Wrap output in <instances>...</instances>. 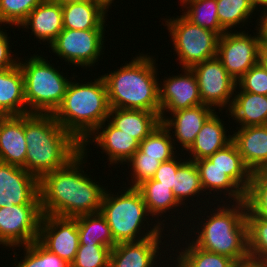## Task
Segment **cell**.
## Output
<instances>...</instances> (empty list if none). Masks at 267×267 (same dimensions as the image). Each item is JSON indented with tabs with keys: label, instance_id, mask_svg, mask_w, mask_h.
<instances>
[{
	"label": "cell",
	"instance_id": "cell-1",
	"mask_svg": "<svg viewBox=\"0 0 267 267\" xmlns=\"http://www.w3.org/2000/svg\"><path fill=\"white\" fill-rule=\"evenodd\" d=\"M86 150L88 148L81 149L64 167L45 174L39 180L43 215L76 218L100 212L106 188L84 173Z\"/></svg>",
	"mask_w": 267,
	"mask_h": 267
},
{
	"label": "cell",
	"instance_id": "cell-2",
	"mask_svg": "<svg viewBox=\"0 0 267 267\" xmlns=\"http://www.w3.org/2000/svg\"><path fill=\"white\" fill-rule=\"evenodd\" d=\"M24 135L27 142L25 170L39 180L64 167L81 151V144L53 114H24Z\"/></svg>",
	"mask_w": 267,
	"mask_h": 267
},
{
	"label": "cell",
	"instance_id": "cell-3",
	"mask_svg": "<svg viewBox=\"0 0 267 267\" xmlns=\"http://www.w3.org/2000/svg\"><path fill=\"white\" fill-rule=\"evenodd\" d=\"M155 60L140 53L120 69L102 75L110 109L144 110L155 112L160 117V83Z\"/></svg>",
	"mask_w": 267,
	"mask_h": 267
},
{
	"label": "cell",
	"instance_id": "cell-4",
	"mask_svg": "<svg viewBox=\"0 0 267 267\" xmlns=\"http://www.w3.org/2000/svg\"><path fill=\"white\" fill-rule=\"evenodd\" d=\"M70 79L61 105L53 113L55 120L80 144L108 119L110 106L107 87L101 76L80 84Z\"/></svg>",
	"mask_w": 267,
	"mask_h": 267
},
{
	"label": "cell",
	"instance_id": "cell-5",
	"mask_svg": "<svg viewBox=\"0 0 267 267\" xmlns=\"http://www.w3.org/2000/svg\"><path fill=\"white\" fill-rule=\"evenodd\" d=\"M219 202L223 204H218L216 210L214 208L213 212L210 211L211 214L206 216L208 219L200 222L202 225L199 223V231H194V235H198H195L192 242L202 250L227 256L236 263L246 261L250 257L245 200L235 202V205L231 202V206L229 201L225 205L222 198Z\"/></svg>",
	"mask_w": 267,
	"mask_h": 267
},
{
	"label": "cell",
	"instance_id": "cell-6",
	"mask_svg": "<svg viewBox=\"0 0 267 267\" xmlns=\"http://www.w3.org/2000/svg\"><path fill=\"white\" fill-rule=\"evenodd\" d=\"M122 191L124 192L119 191V196L118 193L115 195L105 190L100 208V213L106 219L114 241L116 243L138 242L152 236H163L165 226L160 219L157 218L158 221L155 219L158 223H155L152 228L149 225L150 221H146L149 212L139 190L136 187H127ZM145 221L150 228L146 232L142 230V227L145 228Z\"/></svg>",
	"mask_w": 267,
	"mask_h": 267
},
{
	"label": "cell",
	"instance_id": "cell-7",
	"mask_svg": "<svg viewBox=\"0 0 267 267\" xmlns=\"http://www.w3.org/2000/svg\"><path fill=\"white\" fill-rule=\"evenodd\" d=\"M28 59L25 58V62L19 60L24 76L27 114H53L61 105L70 81L41 55L33 54Z\"/></svg>",
	"mask_w": 267,
	"mask_h": 267
},
{
	"label": "cell",
	"instance_id": "cell-8",
	"mask_svg": "<svg viewBox=\"0 0 267 267\" xmlns=\"http://www.w3.org/2000/svg\"><path fill=\"white\" fill-rule=\"evenodd\" d=\"M167 26L176 58L182 68H191L193 65L217 56L219 36L210 30L204 29L189 21L184 15L166 19Z\"/></svg>",
	"mask_w": 267,
	"mask_h": 267
},
{
	"label": "cell",
	"instance_id": "cell-9",
	"mask_svg": "<svg viewBox=\"0 0 267 267\" xmlns=\"http://www.w3.org/2000/svg\"><path fill=\"white\" fill-rule=\"evenodd\" d=\"M105 31L106 29H63L49 48L68 64L87 69L93 67L104 52Z\"/></svg>",
	"mask_w": 267,
	"mask_h": 267
},
{
	"label": "cell",
	"instance_id": "cell-10",
	"mask_svg": "<svg viewBox=\"0 0 267 267\" xmlns=\"http://www.w3.org/2000/svg\"><path fill=\"white\" fill-rule=\"evenodd\" d=\"M256 30L253 36L245 31H227L218 39L216 57L236 82L259 63L261 38Z\"/></svg>",
	"mask_w": 267,
	"mask_h": 267
},
{
	"label": "cell",
	"instance_id": "cell-11",
	"mask_svg": "<svg viewBox=\"0 0 267 267\" xmlns=\"http://www.w3.org/2000/svg\"><path fill=\"white\" fill-rule=\"evenodd\" d=\"M41 204L0 208V245L22 247L37 241L42 219Z\"/></svg>",
	"mask_w": 267,
	"mask_h": 267
},
{
	"label": "cell",
	"instance_id": "cell-12",
	"mask_svg": "<svg viewBox=\"0 0 267 267\" xmlns=\"http://www.w3.org/2000/svg\"><path fill=\"white\" fill-rule=\"evenodd\" d=\"M191 70L197 78L202 104L214 110L217 107L219 111L227 109V113L233 103L237 82L227 73L221 61L214 57L193 65Z\"/></svg>",
	"mask_w": 267,
	"mask_h": 267
},
{
	"label": "cell",
	"instance_id": "cell-13",
	"mask_svg": "<svg viewBox=\"0 0 267 267\" xmlns=\"http://www.w3.org/2000/svg\"><path fill=\"white\" fill-rule=\"evenodd\" d=\"M37 241L71 265L79 248L77 219L43 215Z\"/></svg>",
	"mask_w": 267,
	"mask_h": 267
},
{
	"label": "cell",
	"instance_id": "cell-14",
	"mask_svg": "<svg viewBox=\"0 0 267 267\" xmlns=\"http://www.w3.org/2000/svg\"><path fill=\"white\" fill-rule=\"evenodd\" d=\"M41 204L39 179L23 167L0 162V208Z\"/></svg>",
	"mask_w": 267,
	"mask_h": 267
},
{
	"label": "cell",
	"instance_id": "cell-15",
	"mask_svg": "<svg viewBox=\"0 0 267 267\" xmlns=\"http://www.w3.org/2000/svg\"><path fill=\"white\" fill-rule=\"evenodd\" d=\"M184 74L165 77L159 84L160 120L167 113L202 104L196 75L191 68H182ZM166 111V112H165ZM166 115H165V114Z\"/></svg>",
	"mask_w": 267,
	"mask_h": 267
},
{
	"label": "cell",
	"instance_id": "cell-16",
	"mask_svg": "<svg viewBox=\"0 0 267 267\" xmlns=\"http://www.w3.org/2000/svg\"><path fill=\"white\" fill-rule=\"evenodd\" d=\"M106 121L87 137L81 144V149H86V146L92 141L96 142L95 145L97 144V147L99 146L103 150L102 152L108 155L109 165L117 163L124 165L139 149L140 142L129 134L115 128L108 120Z\"/></svg>",
	"mask_w": 267,
	"mask_h": 267
},
{
	"label": "cell",
	"instance_id": "cell-17",
	"mask_svg": "<svg viewBox=\"0 0 267 267\" xmlns=\"http://www.w3.org/2000/svg\"><path fill=\"white\" fill-rule=\"evenodd\" d=\"M161 238L164 236H152L138 242L117 243L110 251L109 267H157L156 260L162 259Z\"/></svg>",
	"mask_w": 267,
	"mask_h": 267
},
{
	"label": "cell",
	"instance_id": "cell-18",
	"mask_svg": "<svg viewBox=\"0 0 267 267\" xmlns=\"http://www.w3.org/2000/svg\"><path fill=\"white\" fill-rule=\"evenodd\" d=\"M215 112V110L206 105H198L187 109L171 112L161 121V124L172 131L171 137L174 146L177 141L182 146L183 150H187L195 141L197 134L201 130L206 120ZM170 117V118H169ZM173 128V130H172ZM175 139H174V138Z\"/></svg>",
	"mask_w": 267,
	"mask_h": 267
},
{
	"label": "cell",
	"instance_id": "cell-19",
	"mask_svg": "<svg viewBox=\"0 0 267 267\" xmlns=\"http://www.w3.org/2000/svg\"><path fill=\"white\" fill-rule=\"evenodd\" d=\"M232 135L246 167L253 173L267 171V124L237 128Z\"/></svg>",
	"mask_w": 267,
	"mask_h": 267
},
{
	"label": "cell",
	"instance_id": "cell-20",
	"mask_svg": "<svg viewBox=\"0 0 267 267\" xmlns=\"http://www.w3.org/2000/svg\"><path fill=\"white\" fill-rule=\"evenodd\" d=\"M19 27L31 29V33L39 39L40 43L47 41L49 47L64 29L62 6L51 0H43Z\"/></svg>",
	"mask_w": 267,
	"mask_h": 267
},
{
	"label": "cell",
	"instance_id": "cell-21",
	"mask_svg": "<svg viewBox=\"0 0 267 267\" xmlns=\"http://www.w3.org/2000/svg\"><path fill=\"white\" fill-rule=\"evenodd\" d=\"M24 115H8L0 126V162L25 169Z\"/></svg>",
	"mask_w": 267,
	"mask_h": 267
},
{
	"label": "cell",
	"instance_id": "cell-22",
	"mask_svg": "<svg viewBox=\"0 0 267 267\" xmlns=\"http://www.w3.org/2000/svg\"><path fill=\"white\" fill-rule=\"evenodd\" d=\"M219 117L215 111L203 124L195 141L186 150L192 157V159L188 158L187 160L197 161L208 158L232 142V135L227 136L228 130L225 129L224 121Z\"/></svg>",
	"mask_w": 267,
	"mask_h": 267
},
{
	"label": "cell",
	"instance_id": "cell-23",
	"mask_svg": "<svg viewBox=\"0 0 267 267\" xmlns=\"http://www.w3.org/2000/svg\"><path fill=\"white\" fill-rule=\"evenodd\" d=\"M107 120L139 142L161 124L160 117L155 112L121 108L110 109Z\"/></svg>",
	"mask_w": 267,
	"mask_h": 267
},
{
	"label": "cell",
	"instance_id": "cell-24",
	"mask_svg": "<svg viewBox=\"0 0 267 267\" xmlns=\"http://www.w3.org/2000/svg\"><path fill=\"white\" fill-rule=\"evenodd\" d=\"M62 12L64 29H105L108 10L96 0L62 5Z\"/></svg>",
	"mask_w": 267,
	"mask_h": 267
},
{
	"label": "cell",
	"instance_id": "cell-25",
	"mask_svg": "<svg viewBox=\"0 0 267 267\" xmlns=\"http://www.w3.org/2000/svg\"><path fill=\"white\" fill-rule=\"evenodd\" d=\"M235 88L233 103L229 115L240 124V127L259 126L267 124V96L249 93ZM235 118V119H234Z\"/></svg>",
	"mask_w": 267,
	"mask_h": 267
},
{
	"label": "cell",
	"instance_id": "cell-26",
	"mask_svg": "<svg viewBox=\"0 0 267 267\" xmlns=\"http://www.w3.org/2000/svg\"><path fill=\"white\" fill-rule=\"evenodd\" d=\"M0 109L7 115L27 114L24 76L19 64L0 70Z\"/></svg>",
	"mask_w": 267,
	"mask_h": 267
},
{
	"label": "cell",
	"instance_id": "cell-27",
	"mask_svg": "<svg viewBox=\"0 0 267 267\" xmlns=\"http://www.w3.org/2000/svg\"><path fill=\"white\" fill-rule=\"evenodd\" d=\"M194 162L199 171L203 191H209L206 194L203 193L204 195L212 194V191H214L213 194L217 192L216 195H218L220 192L219 198H221L223 192L224 196L228 195V199H232L233 202L245 200V191L225 171L215 167L207 158Z\"/></svg>",
	"mask_w": 267,
	"mask_h": 267
},
{
	"label": "cell",
	"instance_id": "cell-28",
	"mask_svg": "<svg viewBox=\"0 0 267 267\" xmlns=\"http://www.w3.org/2000/svg\"><path fill=\"white\" fill-rule=\"evenodd\" d=\"M141 193L149 214L155 217H162L165 213L178 210L181 204L173 194V189L162 185L161 182L148 179L136 187ZM170 210V211H169Z\"/></svg>",
	"mask_w": 267,
	"mask_h": 267
},
{
	"label": "cell",
	"instance_id": "cell-29",
	"mask_svg": "<svg viewBox=\"0 0 267 267\" xmlns=\"http://www.w3.org/2000/svg\"><path fill=\"white\" fill-rule=\"evenodd\" d=\"M215 167L225 171L245 192L247 191L252 172L244 164L242 157L231 142L207 158Z\"/></svg>",
	"mask_w": 267,
	"mask_h": 267
},
{
	"label": "cell",
	"instance_id": "cell-30",
	"mask_svg": "<svg viewBox=\"0 0 267 267\" xmlns=\"http://www.w3.org/2000/svg\"><path fill=\"white\" fill-rule=\"evenodd\" d=\"M79 232V244L104 245L112 249L114 241L110 227L100 213H91L76 217Z\"/></svg>",
	"mask_w": 267,
	"mask_h": 267
},
{
	"label": "cell",
	"instance_id": "cell-31",
	"mask_svg": "<svg viewBox=\"0 0 267 267\" xmlns=\"http://www.w3.org/2000/svg\"><path fill=\"white\" fill-rule=\"evenodd\" d=\"M182 13L189 21L204 29L215 32L219 37L227 32L219 22L216 0H180ZM189 5V6H188ZM188 6V7H187Z\"/></svg>",
	"mask_w": 267,
	"mask_h": 267
},
{
	"label": "cell",
	"instance_id": "cell-32",
	"mask_svg": "<svg viewBox=\"0 0 267 267\" xmlns=\"http://www.w3.org/2000/svg\"><path fill=\"white\" fill-rule=\"evenodd\" d=\"M191 242V243H190ZM185 245L184 249L179 250L177 256L176 267H233L236 262L224 255L211 253L197 247L192 241Z\"/></svg>",
	"mask_w": 267,
	"mask_h": 267
},
{
	"label": "cell",
	"instance_id": "cell-33",
	"mask_svg": "<svg viewBox=\"0 0 267 267\" xmlns=\"http://www.w3.org/2000/svg\"><path fill=\"white\" fill-rule=\"evenodd\" d=\"M199 171L194 161L186 160L177 169L173 194L181 205L188 199L192 200L195 195L199 197L203 193ZM192 196V199L190 198ZM188 197V198H187Z\"/></svg>",
	"mask_w": 267,
	"mask_h": 267
},
{
	"label": "cell",
	"instance_id": "cell-34",
	"mask_svg": "<svg viewBox=\"0 0 267 267\" xmlns=\"http://www.w3.org/2000/svg\"><path fill=\"white\" fill-rule=\"evenodd\" d=\"M173 144L171 132L160 124L140 142L139 149L144 153V157L158 158L160 162H165L177 154Z\"/></svg>",
	"mask_w": 267,
	"mask_h": 267
},
{
	"label": "cell",
	"instance_id": "cell-35",
	"mask_svg": "<svg viewBox=\"0 0 267 267\" xmlns=\"http://www.w3.org/2000/svg\"><path fill=\"white\" fill-rule=\"evenodd\" d=\"M246 222L249 257L267 266V220L246 214Z\"/></svg>",
	"mask_w": 267,
	"mask_h": 267
},
{
	"label": "cell",
	"instance_id": "cell-36",
	"mask_svg": "<svg viewBox=\"0 0 267 267\" xmlns=\"http://www.w3.org/2000/svg\"><path fill=\"white\" fill-rule=\"evenodd\" d=\"M246 214L267 220V171L253 172L245 192Z\"/></svg>",
	"mask_w": 267,
	"mask_h": 267
},
{
	"label": "cell",
	"instance_id": "cell-37",
	"mask_svg": "<svg viewBox=\"0 0 267 267\" xmlns=\"http://www.w3.org/2000/svg\"><path fill=\"white\" fill-rule=\"evenodd\" d=\"M216 3L220 25L226 31H232L240 23L244 26L255 10L246 0H216Z\"/></svg>",
	"mask_w": 267,
	"mask_h": 267
},
{
	"label": "cell",
	"instance_id": "cell-38",
	"mask_svg": "<svg viewBox=\"0 0 267 267\" xmlns=\"http://www.w3.org/2000/svg\"><path fill=\"white\" fill-rule=\"evenodd\" d=\"M22 248L25 249L23 251L24 259L15 261L13 263L15 267H71L69 263L62 260L57 254L48 251L38 241H33Z\"/></svg>",
	"mask_w": 267,
	"mask_h": 267
},
{
	"label": "cell",
	"instance_id": "cell-39",
	"mask_svg": "<svg viewBox=\"0 0 267 267\" xmlns=\"http://www.w3.org/2000/svg\"><path fill=\"white\" fill-rule=\"evenodd\" d=\"M43 0H0V24L19 27Z\"/></svg>",
	"mask_w": 267,
	"mask_h": 267
},
{
	"label": "cell",
	"instance_id": "cell-40",
	"mask_svg": "<svg viewBox=\"0 0 267 267\" xmlns=\"http://www.w3.org/2000/svg\"><path fill=\"white\" fill-rule=\"evenodd\" d=\"M110 251L104 245L79 244L71 267H109Z\"/></svg>",
	"mask_w": 267,
	"mask_h": 267
},
{
	"label": "cell",
	"instance_id": "cell-41",
	"mask_svg": "<svg viewBox=\"0 0 267 267\" xmlns=\"http://www.w3.org/2000/svg\"><path fill=\"white\" fill-rule=\"evenodd\" d=\"M131 167L132 184L129 187H137L142 182L152 179L161 162L158 158L144 157V153L138 149L134 155L125 163Z\"/></svg>",
	"mask_w": 267,
	"mask_h": 267
},
{
	"label": "cell",
	"instance_id": "cell-42",
	"mask_svg": "<svg viewBox=\"0 0 267 267\" xmlns=\"http://www.w3.org/2000/svg\"><path fill=\"white\" fill-rule=\"evenodd\" d=\"M237 86L242 91L267 96L266 70L257 63L237 81Z\"/></svg>",
	"mask_w": 267,
	"mask_h": 267
},
{
	"label": "cell",
	"instance_id": "cell-43",
	"mask_svg": "<svg viewBox=\"0 0 267 267\" xmlns=\"http://www.w3.org/2000/svg\"><path fill=\"white\" fill-rule=\"evenodd\" d=\"M178 158L179 157L176 155L171 160L161 162L152 179L159 181L162 183V185L173 189L177 169L184 163L185 160H187V157L183 160L180 158V161Z\"/></svg>",
	"mask_w": 267,
	"mask_h": 267
},
{
	"label": "cell",
	"instance_id": "cell-44",
	"mask_svg": "<svg viewBox=\"0 0 267 267\" xmlns=\"http://www.w3.org/2000/svg\"><path fill=\"white\" fill-rule=\"evenodd\" d=\"M0 27V70H6L9 68H13L19 64V59L21 58H13V54H11V46H10V37H8L7 33L4 32V29Z\"/></svg>",
	"mask_w": 267,
	"mask_h": 267
},
{
	"label": "cell",
	"instance_id": "cell-45",
	"mask_svg": "<svg viewBox=\"0 0 267 267\" xmlns=\"http://www.w3.org/2000/svg\"><path fill=\"white\" fill-rule=\"evenodd\" d=\"M261 13L263 15L259 16L260 19H258L259 21L257 22L258 27L256 26V28L260 34L261 48H267V9L265 11H261Z\"/></svg>",
	"mask_w": 267,
	"mask_h": 267
},
{
	"label": "cell",
	"instance_id": "cell-46",
	"mask_svg": "<svg viewBox=\"0 0 267 267\" xmlns=\"http://www.w3.org/2000/svg\"><path fill=\"white\" fill-rule=\"evenodd\" d=\"M233 267H267L263 263L258 262L257 260L248 259L243 262L236 263Z\"/></svg>",
	"mask_w": 267,
	"mask_h": 267
},
{
	"label": "cell",
	"instance_id": "cell-47",
	"mask_svg": "<svg viewBox=\"0 0 267 267\" xmlns=\"http://www.w3.org/2000/svg\"><path fill=\"white\" fill-rule=\"evenodd\" d=\"M259 63L267 72V48H261L259 54Z\"/></svg>",
	"mask_w": 267,
	"mask_h": 267
},
{
	"label": "cell",
	"instance_id": "cell-48",
	"mask_svg": "<svg viewBox=\"0 0 267 267\" xmlns=\"http://www.w3.org/2000/svg\"><path fill=\"white\" fill-rule=\"evenodd\" d=\"M246 1H248L250 4H251V6L254 8V9H258V5L259 6H264V8H263V10H266L267 9V0H246Z\"/></svg>",
	"mask_w": 267,
	"mask_h": 267
},
{
	"label": "cell",
	"instance_id": "cell-49",
	"mask_svg": "<svg viewBox=\"0 0 267 267\" xmlns=\"http://www.w3.org/2000/svg\"><path fill=\"white\" fill-rule=\"evenodd\" d=\"M51 1L58 3L62 6V5L68 4V3L82 2L85 0H51Z\"/></svg>",
	"mask_w": 267,
	"mask_h": 267
},
{
	"label": "cell",
	"instance_id": "cell-50",
	"mask_svg": "<svg viewBox=\"0 0 267 267\" xmlns=\"http://www.w3.org/2000/svg\"><path fill=\"white\" fill-rule=\"evenodd\" d=\"M97 2L101 3L106 9L111 8V4L114 2V0H96Z\"/></svg>",
	"mask_w": 267,
	"mask_h": 267
},
{
	"label": "cell",
	"instance_id": "cell-51",
	"mask_svg": "<svg viewBox=\"0 0 267 267\" xmlns=\"http://www.w3.org/2000/svg\"><path fill=\"white\" fill-rule=\"evenodd\" d=\"M7 116L8 115L0 109V126H1L2 122L6 119Z\"/></svg>",
	"mask_w": 267,
	"mask_h": 267
}]
</instances>
